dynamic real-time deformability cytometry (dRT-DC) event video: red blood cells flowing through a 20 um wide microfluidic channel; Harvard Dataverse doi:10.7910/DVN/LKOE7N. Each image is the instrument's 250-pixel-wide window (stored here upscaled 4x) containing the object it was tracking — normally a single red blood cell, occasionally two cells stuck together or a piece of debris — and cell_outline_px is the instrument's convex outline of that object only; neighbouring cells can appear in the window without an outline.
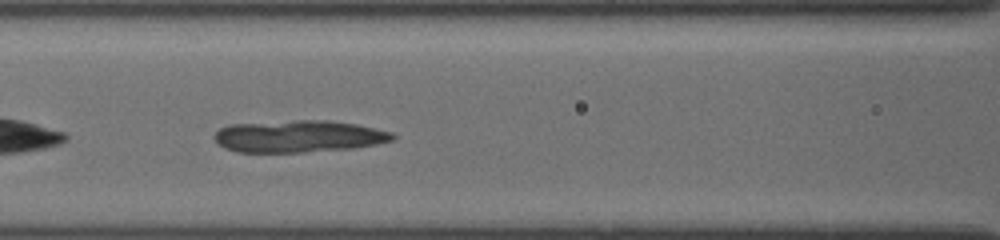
{"species": "common noctule bat (a hibernating species)", "species_latin": "Nyctalus noctula", "temperature_condition": "cold", "stored_images_in_passage": 11, "camera_frame_rate_fps": 3000, "um_per_image_px": 0.085, "animal": {"sex": "female", "body_mass_g": 19.5, "forearm_length_mm": 54.1}, "frame": {"image": 1, "passage_image": 7, "time_ms": 2.333, "image_size_px": [1000, 240], "cell_outline_px": [[396, 136], [392, 140], [376, 144], [352, 148], [304, 152], [236, 152], [224, 148], [216, 144], [212, 136], [220, 128], [228, 124], [292, 120], [328, 120], [356, 124], [392, 132]], "centroid_in_image_um": [25.31, 11.58], "position_along_channel_um": 141.3, "area_um2": 33.52}}
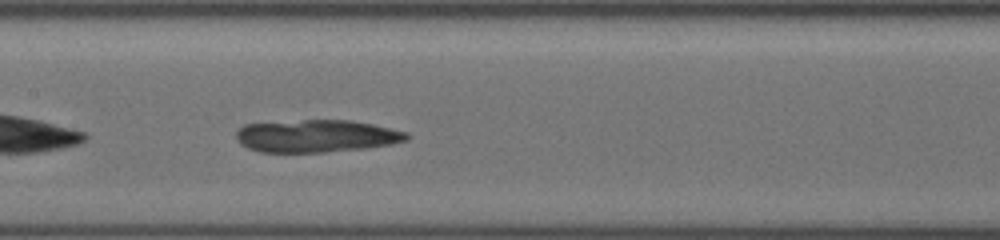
{"frame": {"image": 2, "passage_image": 11, "time_ms": 3.333, "image_size_px": [1000, 240], "cell_outline_px": [[408, 140], [392, 144], [364, 148], [324, 152], [260, 152], [248, 148], [240, 144], [236, 140], [236, 132], [244, 124], [304, 120], [352, 120], [372, 124], [408, 132]], "centroid_in_image_um": [26.88, 11.56], "position_along_channel_um": 180.5, "area_um2": 32.31}}